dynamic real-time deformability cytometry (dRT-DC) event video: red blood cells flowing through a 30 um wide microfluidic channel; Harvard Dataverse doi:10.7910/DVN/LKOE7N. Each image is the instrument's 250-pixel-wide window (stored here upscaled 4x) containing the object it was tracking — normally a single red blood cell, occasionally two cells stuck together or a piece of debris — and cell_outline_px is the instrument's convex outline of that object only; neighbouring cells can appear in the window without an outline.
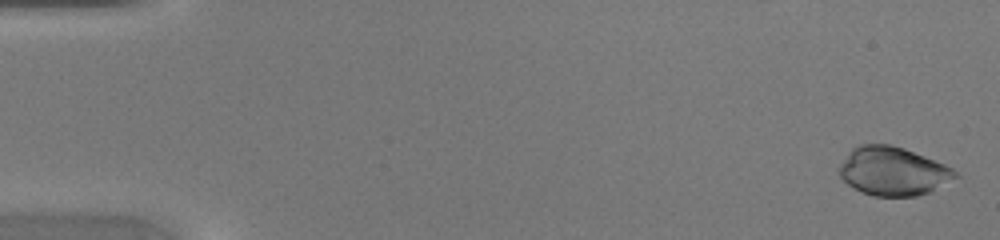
{"species": "common noctule bat (a hibernating species)", "species_latin": "Nyctalus noctula", "temperature_condition": "warm", "stored_images_in_passage": 46, "camera_frame_rate_fps": 3000, "um_per_image_px": 0.085, "animal": {"sex": "female", "body_mass_g": 20.0, "forearm_length_mm": 54.0}, "frame": {"image": 1, "passage_image": 1, "time_ms": 0.0, "image_size_px": [1000, 240], "cell_outline_px": [[960, 176], [932, 192], [916, 196], [872, 196], [848, 184], [840, 176], [840, 164], [848, 152], [852, 148], [860, 144], [892, 144], [904, 148], [944, 164], [952, 168]], "centroid_in_image_um": [75.93, 14.55], "position_along_channel_um": 9.1, "area_um2": 32.83}}